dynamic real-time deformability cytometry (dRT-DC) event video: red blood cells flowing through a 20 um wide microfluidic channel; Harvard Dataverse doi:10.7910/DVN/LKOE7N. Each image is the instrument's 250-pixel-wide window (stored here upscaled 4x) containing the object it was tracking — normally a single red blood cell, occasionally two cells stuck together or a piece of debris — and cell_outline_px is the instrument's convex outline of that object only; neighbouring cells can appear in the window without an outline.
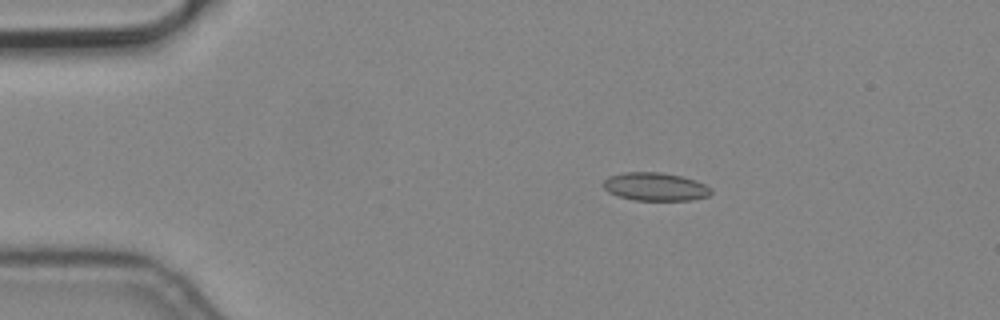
{"species": "common noctule bat (a hibernating species)", "species_latin": "Nyctalus noctula", "temperature_condition": "cold", "stored_images_in_passage": 6, "camera_frame_rate_fps": 3000, "um_per_image_px": 0.085, "animal": {"sex": "male", "body_mass_g": 19.2, "forearm_length_mm": 51.8}, "frame": {"image": 1, "passage_image": 3, "time_ms": 0.667, "image_size_px": [1000, 320], "cell_outline_px": [[712, 192], [708, 196], [692, 200], [632, 200], [608, 192], [600, 184], [608, 176], [624, 172], [660, 172], [680, 176], [696, 180], [712, 188]], "centroid_in_image_um": [55.68, 15.86], "position_along_channel_um": 29.3, "area_um2": 17.8}}
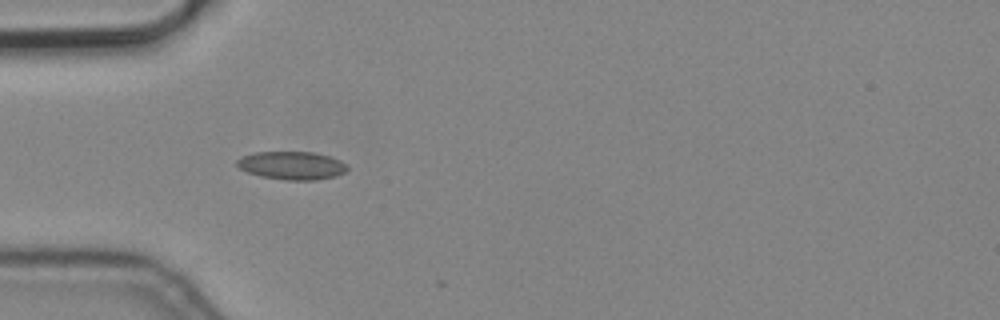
{"frame": {"image": 2, "passage_image": 5, "time_ms": 1.333, "image_size_px": [1000, 320], "cell_outline_px": [[348, 168], [344, 172], [336, 176], [316, 180], [284, 180], [260, 176], [248, 172], [240, 168], [236, 164], [236, 160], [240, 156], [256, 152], [316, 152], [340, 160], [348, 164]], "centroid_in_image_um": [24.81, 14.06], "position_along_channel_um": 60.2, "area_um2": 18.21}}
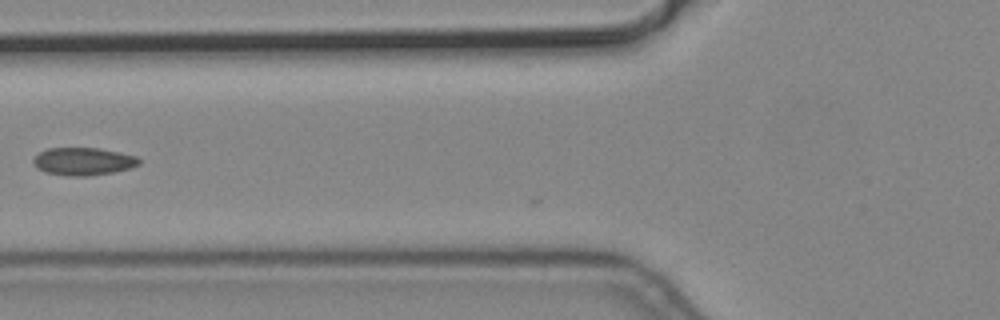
{"frame": {"image": 3, "passage_image": 6, "time_ms": 1.667, "image_size_px": [1000, 320], "cell_outline_px": [[140, 164], [128, 168], [112, 172], [88, 176], [68, 176], [44, 172], [36, 168], [32, 164], [32, 160], [40, 152], [48, 148], [100, 148], [120, 152], [136, 156], [140, 160]], "centroid_in_image_um": [7.04, 13.72], "position_along_channel_um": 118.8, "area_um2": 17.11}}